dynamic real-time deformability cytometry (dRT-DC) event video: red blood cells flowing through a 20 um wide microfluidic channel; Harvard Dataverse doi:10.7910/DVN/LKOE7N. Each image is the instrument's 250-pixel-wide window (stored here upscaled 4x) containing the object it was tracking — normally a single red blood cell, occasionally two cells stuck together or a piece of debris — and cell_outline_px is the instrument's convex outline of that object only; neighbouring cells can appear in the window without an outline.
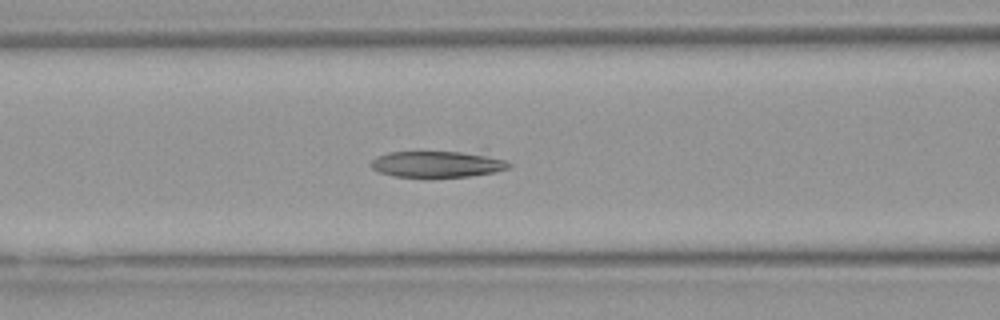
{"species": "Egyptian fruit bat (a non-hibernating species)", "species_latin": "Rousettus aegyptiacus", "temperature_condition": "warm", "stored_images_in_passage": 50, "camera_frame_rate_fps": 3000, "um_per_image_px": 0.085, "animal": {"sex": "female"}, "frame": {"image": 1, "passage_image": 20, "time_ms": 6.333, "image_size_px": [1000, 320], "cell_outline_px": [[512, 164], [508, 168], [492, 172], [468, 176], [392, 176], [380, 172], [372, 168], [368, 164], [376, 156], [388, 152], [460, 152], [484, 156], [504, 160]], "centroid_in_image_um": [37.05, 13.95], "position_along_channel_um": 129.5, "area_um2": 20.4}}
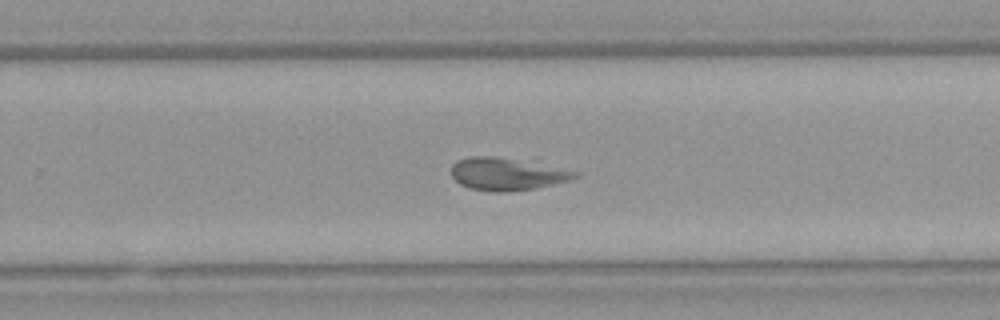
{"frame": {"image": 2, "passage_image": 32, "time_ms": 10.333, "image_size_px": [1000, 320], "cell_outline_px": [[580, 176], [572, 180], [536, 188], [508, 192], [492, 192], [468, 188], [460, 184], [452, 176], [452, 164], [456, 160], [468, 156], [492, 156], [580, 172]], "centroid_in_image_um": [43.05, 14.81], "position_along_channel_um": 286.7, "area_um2": 23.18}}
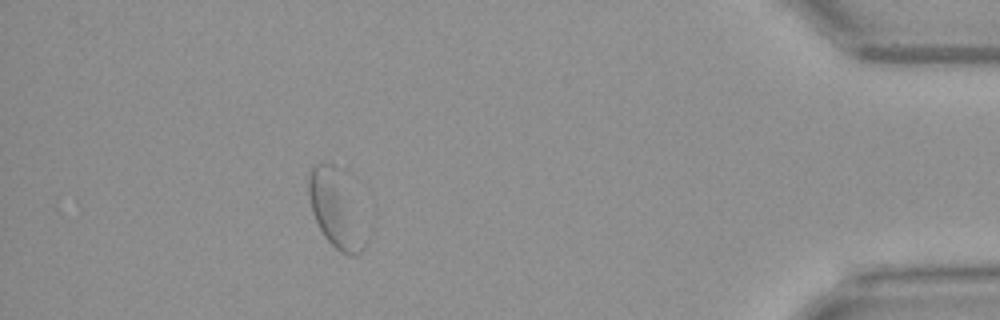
{"frame": {"image": 3, "passage_image": 45, "time_ms": 14.667, "image_size_px": [1000, 320], "cell_outline_px": [[364, 248], [356, 256], [348, 256], [340, 252], [324, 236], [312, 212], [308, 196], [308, 172], [316, 164], [332, 164], [336, 168], [364, 244]], "centroid_in_image_um": [28.35, 17.83], "position_along_channel_um": 406.9, "area_um2": 22.43}}